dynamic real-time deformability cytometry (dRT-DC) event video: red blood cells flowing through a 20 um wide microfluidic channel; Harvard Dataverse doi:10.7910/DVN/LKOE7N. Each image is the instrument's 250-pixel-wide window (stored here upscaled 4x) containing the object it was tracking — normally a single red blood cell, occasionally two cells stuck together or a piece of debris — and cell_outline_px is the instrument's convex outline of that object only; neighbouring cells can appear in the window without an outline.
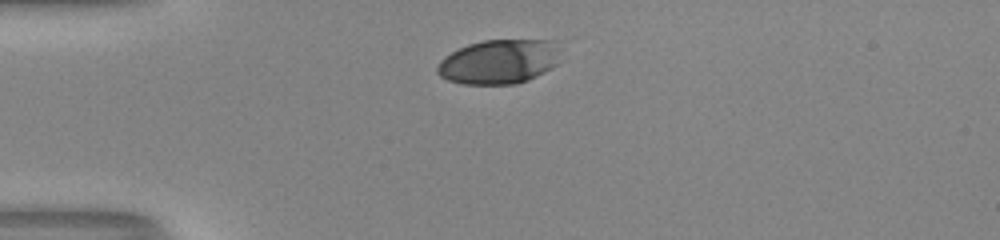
{"species": "human", "species_latin": "Homo sapiens", "temperature_condition": "room temperature", "stored_images_in_passage": 31, "camera_frame_rate_fps": 3000, "um_per_image_px": 0.085, "donor": {"sex": "male"}, "frame": {"image": 1, "passage_image": 1, "time_ms": 0.0, "image_size_px": [1000, 240], "cell_outline_px": [[556, 64], [552, 68], [528, 80], [516, 84], [460, 84], [448, 80], [440, 76], [436, 72], [436, 68], [440, 60], [444, 56], [468, 44], [484, 40], [552, 40]], "centroid_in_image_um": [42.31, 5.26], "position_along_channel_um": 42.7, "area_um2": 31.39}}
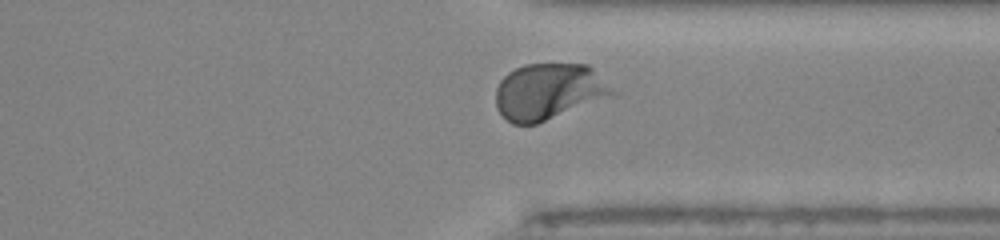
{"frame": {"image": 2, "passage_image": 28, "time_ms": 9.0, "image_size_px": [1000, 240], "cell_outline_px": [[620, 96], [536, 124], [512, 124], [496, 108], [496, 88], [500, 80], [508, 72], [524, 64], [588, 64], [620, 92]], "centroid_in_image_um": [46.76, 7.79], "position_along_channel_um": 364.6, "area_um2": 39.36}, "authors_computed_cell_mechanics": {"area_um2": 36.8764, "velocity_mm_per_s": 3.9496, "shape_relaxation_time_tau1_ms": 3.6426, "shape_relaxation_time_tau2_ms": null, "deformation_change_tau1": 0.1808, "deformation_change_tau2": null}}